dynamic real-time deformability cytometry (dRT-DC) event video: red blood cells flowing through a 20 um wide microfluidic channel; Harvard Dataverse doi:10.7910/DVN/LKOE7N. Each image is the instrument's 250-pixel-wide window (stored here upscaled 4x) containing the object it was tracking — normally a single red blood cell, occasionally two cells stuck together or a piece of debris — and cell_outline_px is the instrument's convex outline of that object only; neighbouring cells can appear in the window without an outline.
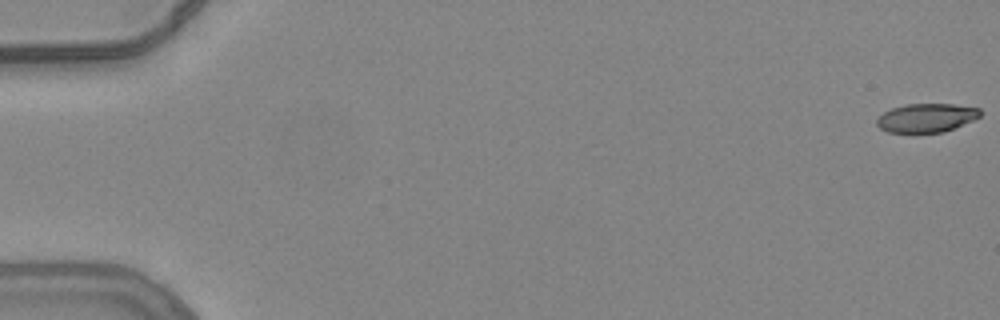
{"species": "common noctule bat (a hibernating species)", "species_latin": "Nyctalus noctula", "temperature_condition": "warm", "stored_images_in_passage": 55, "camera_frame_rate_fps": 3000, "um_per_image_px": 0.085, "animal": {"sex": "female", "body_mass_g": 24.6, "forearm_length_mm": 56.2}, "frame": {"image": 1, "passage_image": 1, "time_ms": 0.0, "image_size_px": [1000, 320], "cell_outline_px": [[980, 116], [972, 120], [944, 132], [888, 132], [880, 128], [876, 124], [876, 120], [884, 112], [892, 108], [908, 104], [952, 104], [980, 108]], "centroid_in_image_um": [78.73, 10.01], "position_along_channel_um": 6.3, "area_um2": 17.05}}
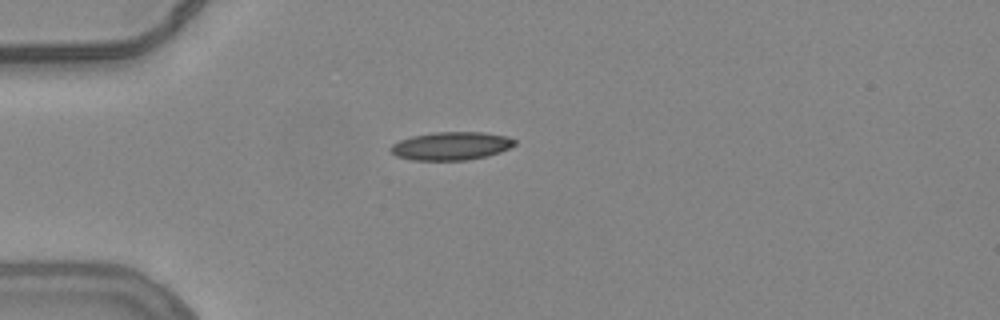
{"frame": {"image": 2, "passage_image": 16, "time_ms": 5.0, "image_size_px": [1000, 320], "cell_outline_px": [[516, 144], [500, 152], [484, 156], [464, 160], [412, 160], [396, 156], [388, 148], [392, 144], [400, 140], [412, 136], [432, 132], [484, 132], [508, 136], [516, 140]], "centroid_in_image_um": [38.33, 12.39], "position_along_channel_um": 46.7, "area_um2": 20.35}}
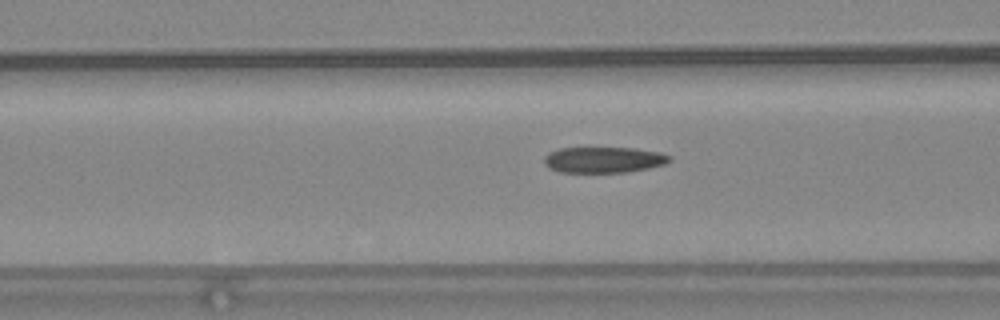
{"frame": {"image": 3, "passage_image": 23, "time_ms": 7.333, "image_size_px": [1000, 320], "cell_outline_px": [[672, 160], [664, 164], [648, 168], [624, 172], [560, 172], [548, 168], [544, 164], [544, 156], [548, 152], [560, 148], [632, 148], [660, 152], [672, 156]], "centroid_in_image_um": [51.29, 13.58], "position_along_channel_um": 115.3, "area_um2": 18.96}, "authors_computed_cell_mechanics": {"area_um2": 19.5364, "velocity_mm_per_s": 3.832, "shape_relaxation_time_tau1_ms": null, "shape_relaxation_time_tau2_ms": 1.9642, "deformation_change_tau1": null, "deformation_change_tau2": 0.0941}}